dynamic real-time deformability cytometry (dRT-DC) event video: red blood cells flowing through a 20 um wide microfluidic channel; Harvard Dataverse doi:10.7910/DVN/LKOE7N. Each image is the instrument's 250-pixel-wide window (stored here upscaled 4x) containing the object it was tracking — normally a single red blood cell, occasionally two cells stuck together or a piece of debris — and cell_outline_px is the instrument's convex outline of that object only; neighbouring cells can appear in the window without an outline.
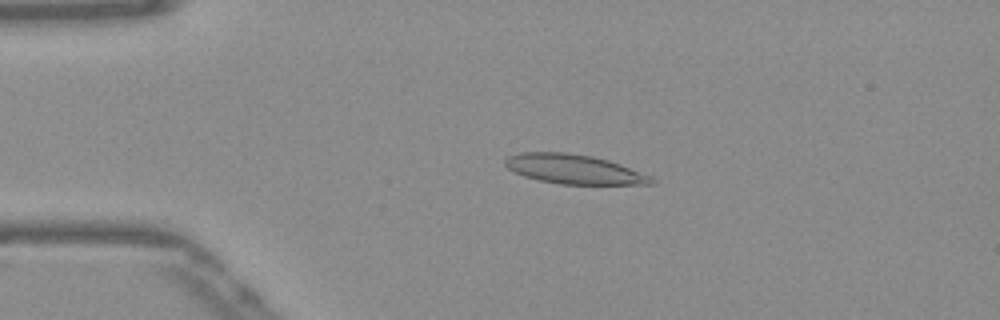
{"species": "Egyptian fruit bat (a non-hibernating species)", "species_latin": "Rousettus aegyptiacus", "temperature_condition": "warm", "stored_images_in_passage": 51, "camera_frame_rate_fps": 3000, "um_per_image_px": 0.085, "frame": {"image": 1, "passage_image": 10, "time_ms": 3.0, "image_size_px": [1000, 320], "cell_outline_px": [[656, 184], [560, 184], [540, 180], [524, 176], [508, 168], [504, 164], [504, 160], [508, 156], [520, 152], [564, 152], [592, 156], [608, 160], [620, 164], [652, 176], [656, 180]], "centroid_in_image_um": [48.81, 14.38], "position_along_channel_um": 36.2, "area_um2": 25.03}}
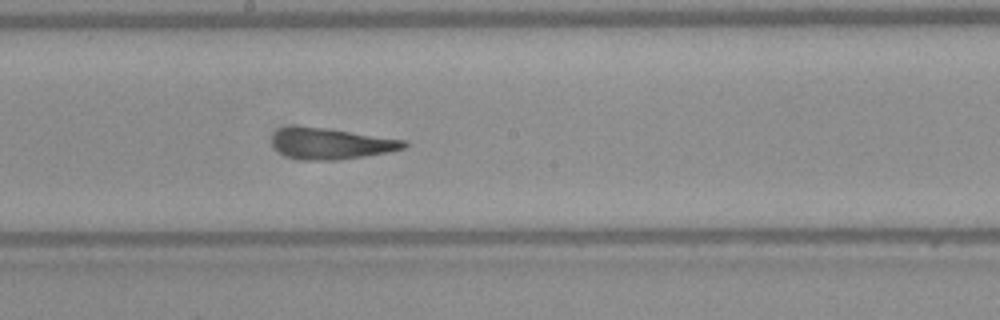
{"frame": {"image": 2, "passage_image": 27, "time_ms": 8.667, "image_size_px": [1000, 320], "cell_outline_px": [[408, 144], [404, 148], [388, 152], [364, 156], [336, 160], [304, 160], [288, 156], [280, 152], [272, 144], [272, 136], [280, 128], [332, 128], [408, 140]], "centroid_in_image_um": [28.23, 12.21], "position_along_channel_um": 220.0, "area_um2": 23.64}}
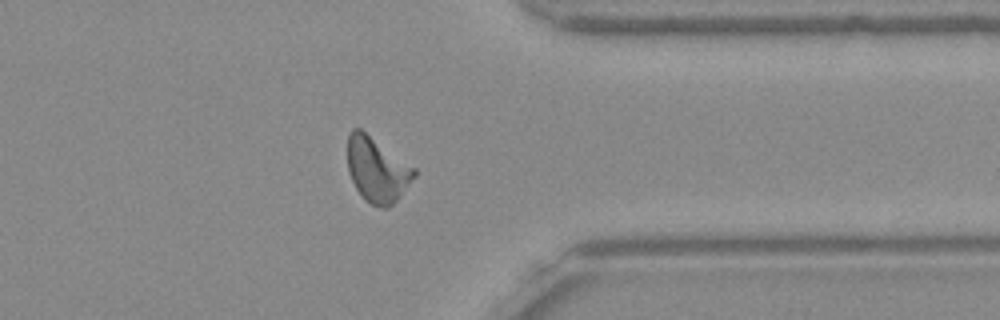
{"frame": {"image": 3, "passage_image": 40, "time_ms": 13.0, "image_size_px": [1000, 320], "cell_outline_px": [[416, 176], [396, 200], [388, 208], [384, 208], [372, 204], [364, 200], [356, 188], [348, 172], [348, 136], [352, 128], [360, 128], [416, 168]], "centroid_in_image_um": [32.05, 14.42], "position_along_channel_um": 379.4, "area_um2": 25.03}, "authors_computed_cell_mechanics": {"area_um2": 23.987, "velocity_mm_per_s": 3.8722, "shape_relaxation_time_tau1_ms": null, "shape_relaxation_time_tau2_ms": 2.1764, "deformation_change_tau1": null, "deformation_change_tau2": 0.1062}}